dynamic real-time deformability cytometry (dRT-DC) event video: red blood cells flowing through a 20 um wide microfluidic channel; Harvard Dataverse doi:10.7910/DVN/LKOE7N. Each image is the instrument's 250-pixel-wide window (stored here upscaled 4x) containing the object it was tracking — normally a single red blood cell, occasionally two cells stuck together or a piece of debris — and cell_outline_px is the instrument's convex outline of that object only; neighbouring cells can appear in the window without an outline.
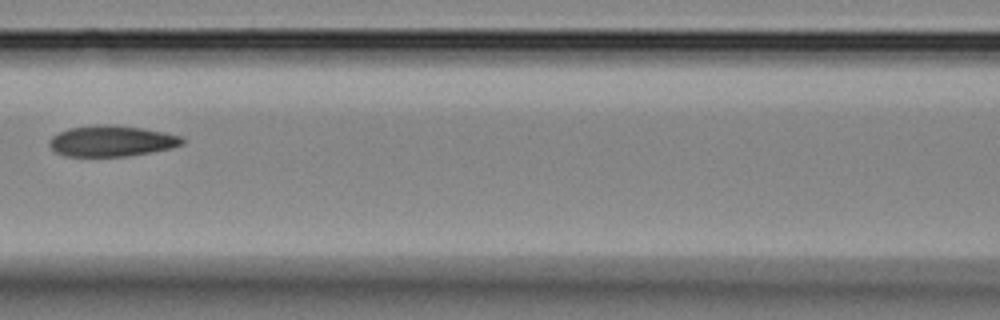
{"species": "Egyptian fruit bat (a non-hibernating species)", "species_latin": "Rousettus aegyptiacus", "temperature_condition": "room temperature", "stored_images_in_passage": 16, "camera_frame_rate_fps": 3000, "um_per_image_px": 0.085, "animal": {"sex": "female"}, "frame": {"image": 1, "passage_image": 7, "time_ms": 7.667, "image_size_px": [1000, 320], "cell_outline_px": [[184, 144], [172, 148], [152, 152], [128, 156], [64, 156], [56, 152], [48, 144], [48, 140], [52, 136], [68, 128], [104, 124], [112, 124], [144, 128], [164, 132], [180, 136], [184, 140]], "centroid_in_image_um": [9.49, 11.98], "position_along_channel_um": 157.1, "area_um2": 24.04}}
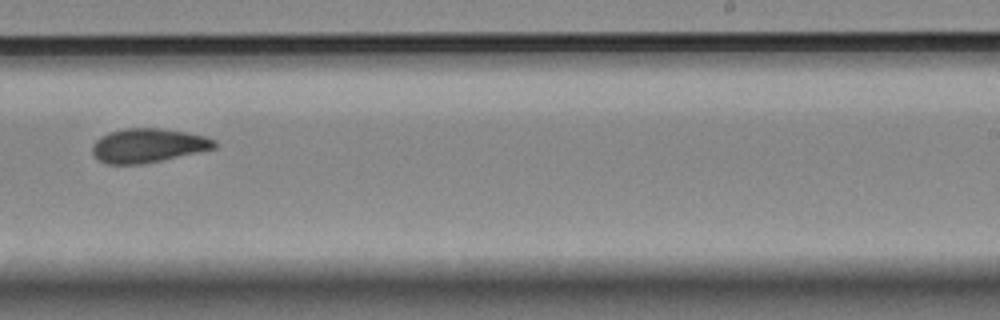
{"frame": {"image": 2, "passage_image": 10, "time_ms": 11.0, "image_size_px": [1000, 320], "cell_outline_px": [[216, 148], [160, 160], [140, 164], [104, 164], [96, 160], [92, 152], [92, 144], [100, 136], [108, 132], [124, 128], [156, 128], [184, 132], [204, 136], [216, 140]], "centroid_in_image_um": [12.51, 12.37], "position_along_channel_um": 276.5, "area_um2": 24.16}}
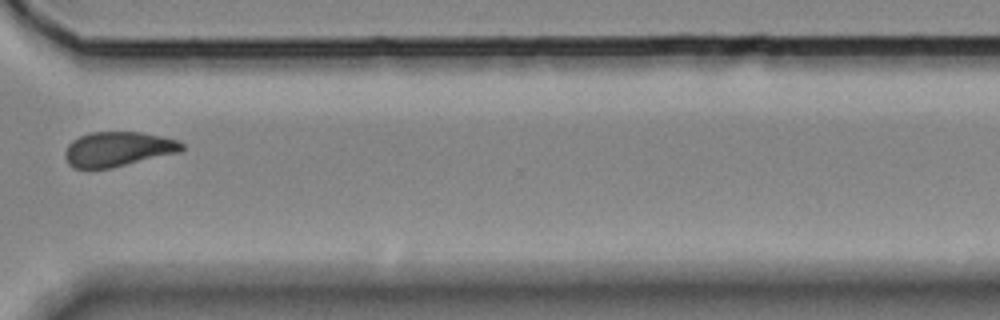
{"frame": {"image": 3, "passage_image": 12, "time_ms": 13.333, "image_size_px": [1000, 320], "cell_outline_px": [[184, 148], [180, 152], [112, 168], [88, 172], [72, 168], [68, 164], [64, 156], [64, 152], [68, 144], [72, 140], [80, 136], [92, 132], [140, 132], [160, 136], [176, 140], [184, 144]], "centroid_in_image_um": [9.94, 12.72], "position_along_channel_um": 360.7, "area_um2": 24.22}, "authors_computed_cell_mechanics": {"area_um2": 23.7558, "velocity_mm_per_s": 3.5815, "shape_relaxation_time_tau1_ms": 6.0409, "shape_relaxation_time_tau2_ms": 3.4638, "deformation_change_tau1": 0.1763, "deformation_change_tau2": 0.08}}